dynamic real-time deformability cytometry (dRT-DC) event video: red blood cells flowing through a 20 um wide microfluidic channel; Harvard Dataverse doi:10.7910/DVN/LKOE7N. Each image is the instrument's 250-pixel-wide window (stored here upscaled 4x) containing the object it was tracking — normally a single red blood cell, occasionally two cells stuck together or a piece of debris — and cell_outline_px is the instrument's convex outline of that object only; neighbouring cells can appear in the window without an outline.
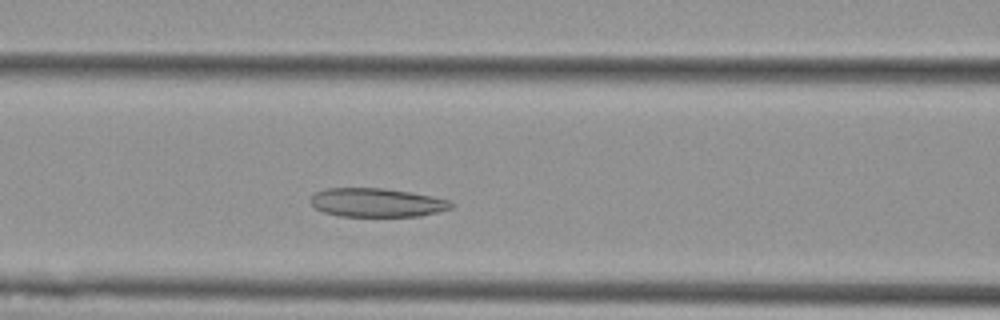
{"species": "Egyptian fruit bat (a non-hibernating species)", "species_latin": "Rousettus aegyptiacus", "temperature_condition": "cold", "stored_images_in_passage": 42, "camera_frame_rate_fps": 3000, "um_per_image_px": 0.085, "animal": {"sex": "female"}, "frame": {"image": 1, "passage_image": 11, "time_ms": 3.333, "image_size_px": [1000, 320], "cell_outline_px": [[452, 208], [420, 216], [340, 216], [324, 212], [316, 208], [308, 200], [316, 192], [328, 188], [384, 188], [432, 196], [448, 200], [452, 204]], "centroid_in_image_um": [32.0, 17.22], "position_along_channel_um": 134.6, "area_um2": 23.35}}
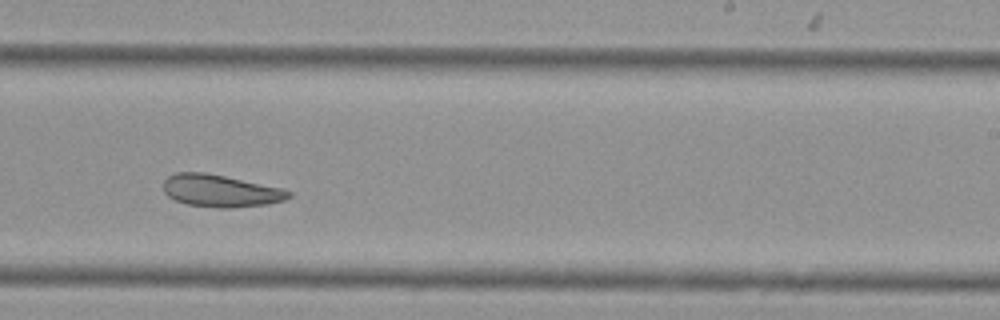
{"frame": {"image": 2, "passage_image": 22, "time_ms": 7.0, "image_size_px": [1000, 320], "cell_outline_px": [[292, 196], [284, 200], [268, 204], [232, 208], [216, 208], [188, 204], [176, 200], [168, 196], [164, 192], [164, 180], [168, 176], [176, 172], [204, 172], [224, 176], [280, 188], [292, 192]], "centroid_in_image_um": [18.73, 16.22], "position_along_channel_um": 270.3, "area_um2": 23.41}}
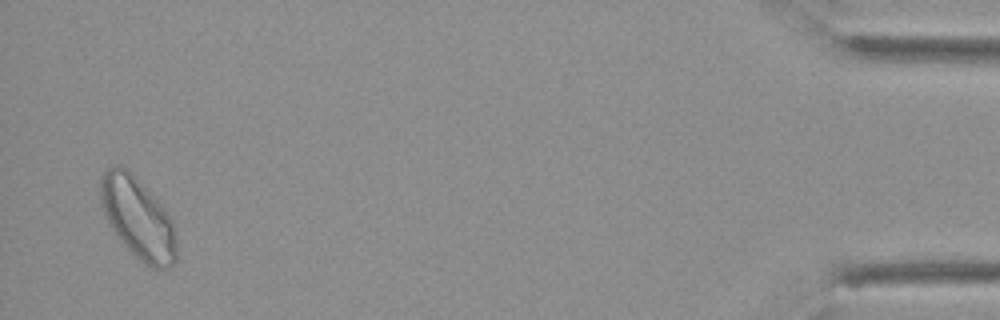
{"frame": {"image": 3, "passage_image": 41, "time_ms": 13.333, "image_size_px": [1000, 320], "cell_outline_px": [[176, 260], [168, 268], [152, 268], [140, 260], [120, 240], [112, 228], [100, 204], [100, 176], [108, 168], [116, 164], [120, 164], [128, 168], [132, 172], [164, 208], [172, 220], [176, 232]], "centroid_in_image_um": [11.71, 18.5], "position_along_channel_um": 423.5, "area_um2": 35.89}}